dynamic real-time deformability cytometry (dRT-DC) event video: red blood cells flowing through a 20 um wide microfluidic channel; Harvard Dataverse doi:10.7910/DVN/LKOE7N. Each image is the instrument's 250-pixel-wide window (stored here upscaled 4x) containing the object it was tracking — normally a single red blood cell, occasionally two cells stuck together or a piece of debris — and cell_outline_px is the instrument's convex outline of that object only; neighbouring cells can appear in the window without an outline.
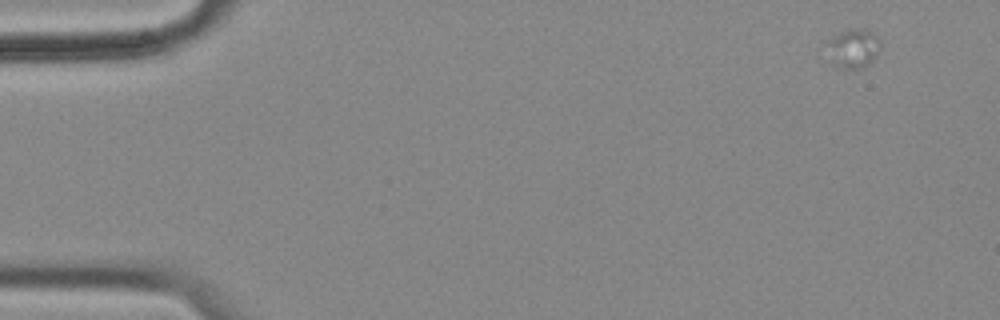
{"species": "common noctule bat (a hibernating species)", "species_latin": "Nyctalus noctula", "temperature_condition": "cold", "stored_images_in_passage": 18, "camera_frame_rate_fps": 3000, "um_per_image_px": 0.085, "animal": {"sex": "female", "body_mass_g": 18.4}, "frame": {"image": 1, "passage_image": 1, "time_ms": 0.0, "image_size_px": [1000, 320], "cell_outline_px": [[880, 48], [872, 60], [868, 64], [860, 68], [840, 68], [816, 56], [820, 44], [832, 36], [840, 32], [852, 28], [864, 28], [876, 36], [880, 40]], "centroid_in_image_um": [72.25, 4.13], "position_along_channel_um": 12.8, "area_um2": 13.53}}